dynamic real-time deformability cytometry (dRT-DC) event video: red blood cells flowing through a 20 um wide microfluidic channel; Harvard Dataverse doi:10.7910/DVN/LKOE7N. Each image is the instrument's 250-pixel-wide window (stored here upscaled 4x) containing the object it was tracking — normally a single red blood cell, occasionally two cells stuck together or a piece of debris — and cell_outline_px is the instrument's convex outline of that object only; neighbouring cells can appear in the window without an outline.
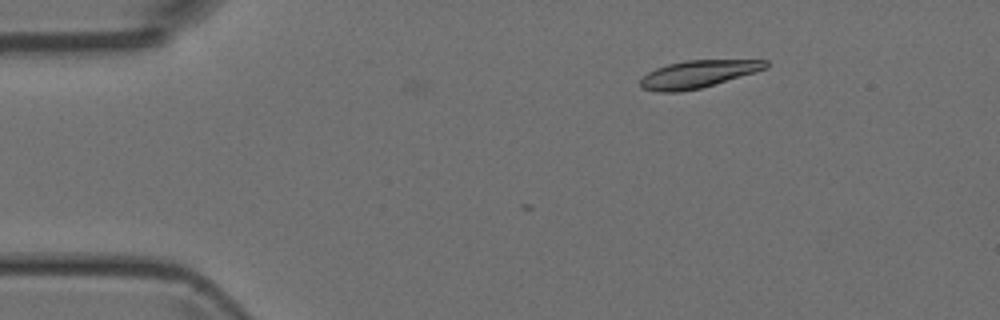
{"species": "Egyptian fruit bat (a non-hibernating species)", "species_latin": "Rousettus aegyptiacus", "temperature_condition": "room temperature", "stored_images_in_passage": 7, "camera_frame_rate_fps": 3000, "um_per_image_px": 0.085, "animal": {"sex": "female"}, "frame": {"image": 1, "passage_image": 7, "time_ms": 2.0, "image_size_px": [1000, 320], "cell_outline_px": [[768, 68], [700, 88], [680, 92], [660, 92], [644, 88], [640, 84], [640, 80], [648, 72], [656, 68], [668, 64], [688, 60], [768, 60]], "centroid_in_image_um": [59.33, 6.29], "position_along_channel_um": 25.7, "area_um2": 19.71}}